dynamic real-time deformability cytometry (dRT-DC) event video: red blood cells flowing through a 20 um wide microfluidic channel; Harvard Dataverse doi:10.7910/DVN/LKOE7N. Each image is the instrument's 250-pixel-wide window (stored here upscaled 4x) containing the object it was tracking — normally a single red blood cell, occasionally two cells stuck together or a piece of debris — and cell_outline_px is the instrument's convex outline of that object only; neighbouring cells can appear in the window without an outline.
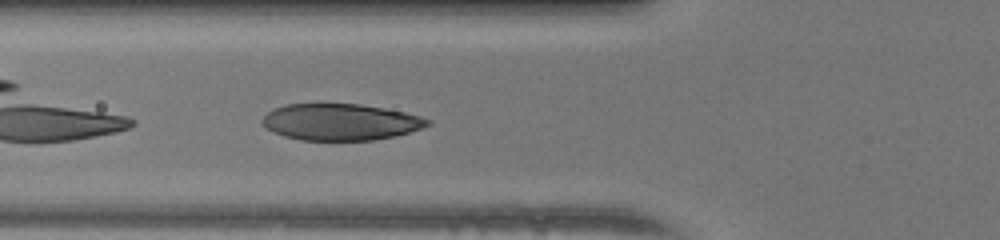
{"species": "human", "species_latin": "Homo sapiens", "temperature_condition": "warm", "stored_images_in_passage": 36, "camera_frame_rate_fps": 3000, "um_per_image_px": 0.085, "donor": {"sex": "female"}, "frame": {"image": 1, "passage_image": 4, "time_ms": 1.0, "image_size_px": [1000, 240], "cell_outline_px": [[432, 124], [408, 132], [392, 136], [372, 140], [300, 140], [284, 136], [268, 128], [260, 120], [272, 108], [288, 104], [360, 104], [384, 108], [404, 112], [420, 116], [432, 120]], "centroid_in_image_um": [28.94, 10.36], "position_along_channel_um": 96.9, "area_um2": 34.91}}
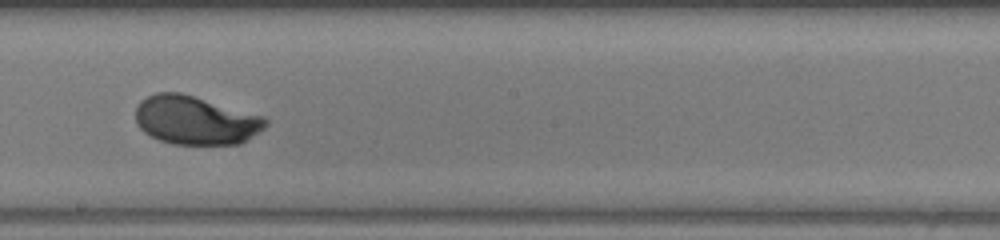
{"frame": {"image": 2, "passage_image": 14, "time_ms": 4.333, "image_size_px": [1000, 240], "cell_outline_px": [[268, 124], [264, 128], [240, 144], [172, 144], [160, 140], [144, 132], [136, 124], [136, 104], [140, 100], [156, 92], [180, 92], [264, 116], [268, 120]], "centroid_in_image_um": [16.6, 10.21], "position_along_channel_um": 231.6, "area_um2": 36.88}}
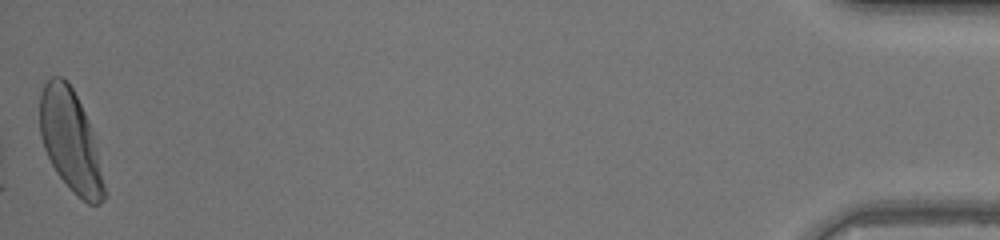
{"frame": {"image": 3, "passage_image": 36, "time_ms": 11.667, "image_size_px": [1000, 240], "cell_outline_px": [[108, 192], [104, 200], [100, 204], [88, 204], [56, 172], [44, 148], [40, 136], [40, 92], [44, 84], [52, 76], [60, 76], [68, 80], [88, 120], [92, 132]], "centroid_in_image_um": [6.0, 11.96], "position_along_channel_um": 429.2, "area_um2": 37.74}, "authors_computed_cell_mechanics": {"area_um2": 37.0498, "velocity_mm_per_s": 4.0399, "shape_relaxation_time_tau1_ms": 2.1248, "shape_relaxation_time_tau2_ms": null, "deformation_change_tau1": 0.1637, "deformation_change_tau2": null}}